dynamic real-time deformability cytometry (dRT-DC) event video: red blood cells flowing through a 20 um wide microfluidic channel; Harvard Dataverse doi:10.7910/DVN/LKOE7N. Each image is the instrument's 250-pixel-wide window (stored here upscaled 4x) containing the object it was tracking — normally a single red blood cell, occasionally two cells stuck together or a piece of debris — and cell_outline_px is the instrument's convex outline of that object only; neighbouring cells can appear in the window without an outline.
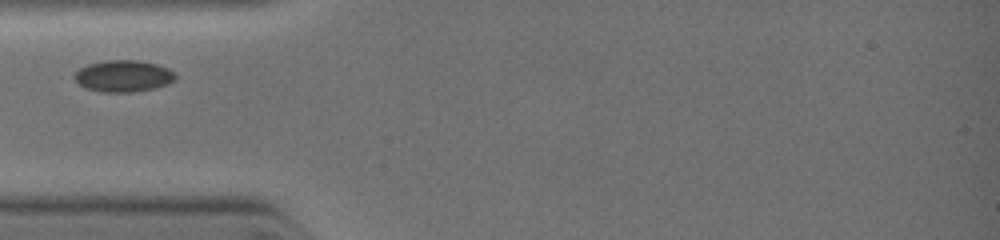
{"species": "common noctule bat (a hibernating species)", "species_latin": "Nyctalus noctula", "temperature_condition": "warm", "stored_images_in_passage": 15, "camera_frame_rate_fps": 3000, "um_per_image_px": 0.085, "animal": {"sex": "female", "body_mass_g": 19.0, "forearm_length_mm": 51.5}, "frame": {"image": 1, "passage_image": 1, "time_ms": 0.0, "image_size_px": [1000, 240], "cell_outline_px": [[176, 76], [168, 84], [156, 88], [132, 92], [100, 92], [84, 88], [72, 76], [80, 68], [88, 64], [104, 60], [140, 60], [156, 64], [168, 68]], "centroid_in_image_um": [10.46, 6.46], "position_along_channel_um": 74.5, "area_um2": 18.67}}
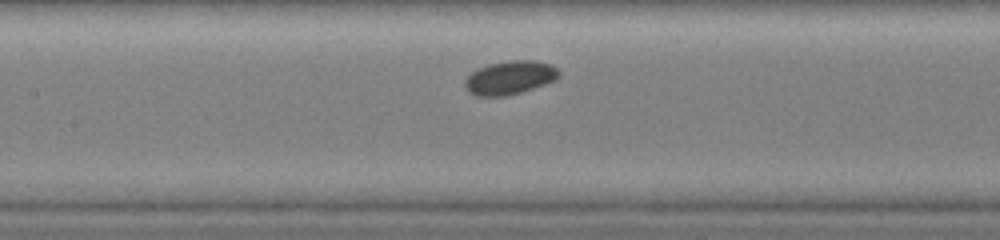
{"frame": {"image": 2, "passage_image": 7, "time_ms": 1.667, "image_size_px": [1000, 240], "cell_outline_px": [[560, 76], [556, 80], [508, 96], [476, 96], [468, 92], [464, 88], [464, 80], [472, 72], [488, 64], [508, 60], [532, 60], [552, 64], [560, 72]], "centroid_in_image_um": [43.33, 6.6], "position_along_channel_um": 164.1, "area_um2": 18.5}}
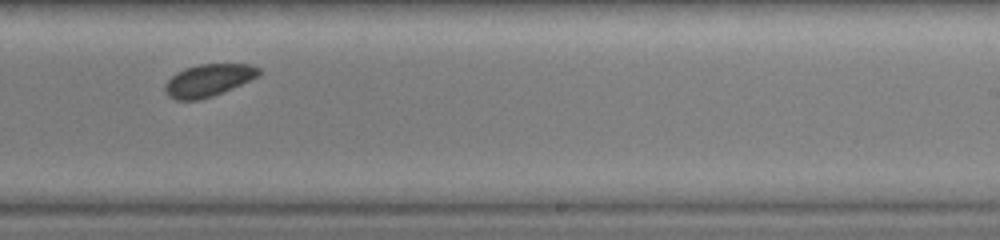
{"frame": {"image": 3, "passage_image": 13, "time_ms": 3.667, "image_size_px": [1000, 240], "cell_outline_px": [[260, 72], [256, 76], [232, 88], [212, 96], [200, 100], [176, 100], [168, 96], [164, 92], [164, 84], [176, 72], [184, 68], [200, 64], [252, 64], [260, 68]], "centroid_in_image_um": [17.66, 6.82], "position_along_channel_um": 271.3, "area_um2": 17.57}}